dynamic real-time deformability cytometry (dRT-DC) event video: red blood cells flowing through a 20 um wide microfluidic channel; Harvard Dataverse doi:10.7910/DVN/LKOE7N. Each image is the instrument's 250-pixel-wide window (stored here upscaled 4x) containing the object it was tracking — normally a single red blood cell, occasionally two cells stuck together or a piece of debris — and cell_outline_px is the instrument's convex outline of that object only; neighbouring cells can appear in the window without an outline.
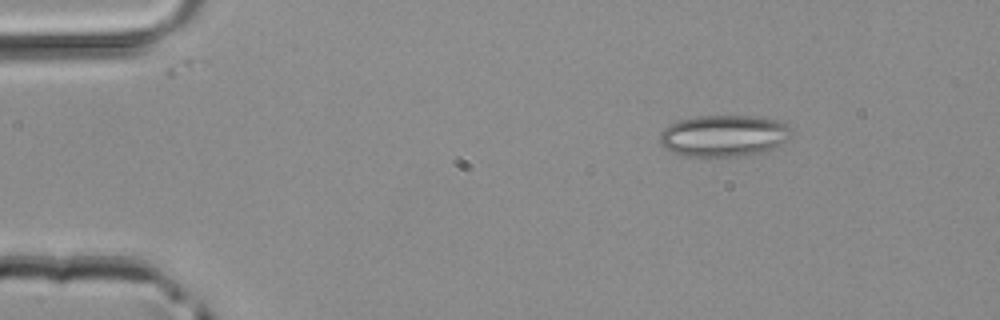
{"species": "common noctule bat (a hibernating species)", "species_latin": "Nyctalus noctula", "temperature_condition": "room temperature", "stored_images_in_passage": 41, "camera_frame_rate_fps": 3000, "um_per_image_px": 0.085, "animal": {"sex": "male", "body_mass_g": 20.4}, "frame": {"image": 1, "passage_image": 1, "time_ms": 0.0, "image_size_px": [1000, 320], "cell_outline_px": [[796, 132], [788, 140], [772, 148], [744, 156], [684, 156], [668, 152], [660, 144], [660, 132], [668, 124], [680, 120], [696, 116], [752, 116], [784, 120]], "centroid_in_image_um": [61.55, 11.53], "position_along_channel_um": 23.4, "area_um2": 32.48}}
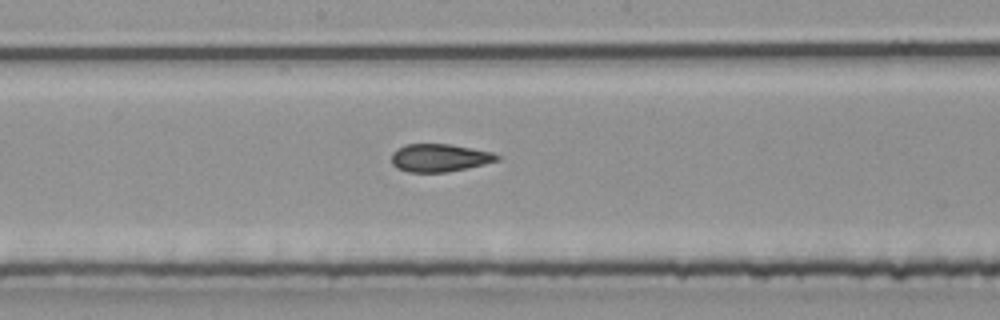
{"frame": {"image": 2, "passage_image": 19, "time_ms": 6.0, "image_size_px": [1000, 320], "cell_outline_px": [[500, 160], [484, 164], [448, 172], [408, 172], [396, 168], [392, 164], [392, 152], [396, 148], [408, 144], [452, 144], [492, 152], [500, 156]], "centroid_in_image_um": [37.35, 13.41], "position_along_channel_um": 210.9, "area_um2": 17.22}}
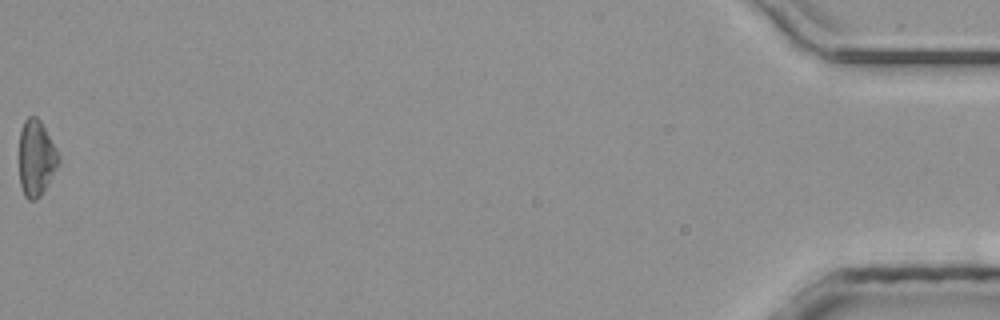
{"frame": {"image": 3, "passage_image": 41, "time_ms": 13.333, "image_size_px": [1000, 320], "cell_outline_px": [[60, 160], [56, 168], [40, 196], [36, 200], [28, 200], [24, 196], [20, 184], [20, 132], [24, 120], [28, 116], [36, 116], [40, 120], [56, 148], [60, 156]], "centroid_in_image_um": [3.07, 13.43], "position_along_channel_um": 432.1, "area_um2": 17.22}}